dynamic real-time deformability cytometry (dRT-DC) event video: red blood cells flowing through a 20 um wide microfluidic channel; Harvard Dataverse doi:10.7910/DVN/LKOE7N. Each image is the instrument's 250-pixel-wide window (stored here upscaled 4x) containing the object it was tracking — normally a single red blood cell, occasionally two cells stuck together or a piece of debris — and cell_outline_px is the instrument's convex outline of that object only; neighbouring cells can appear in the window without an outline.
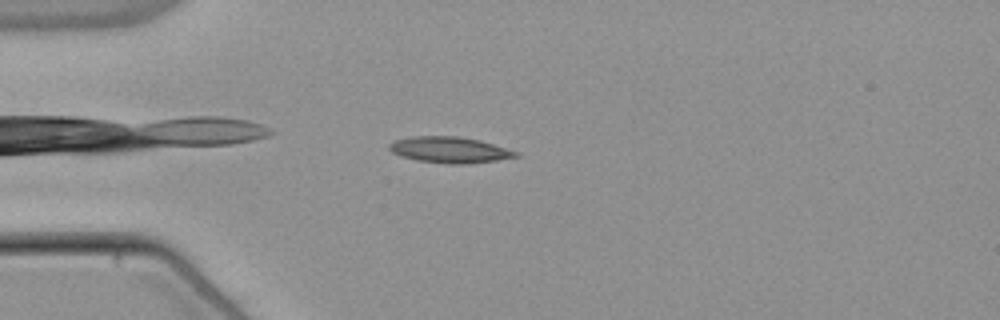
{"species": "common noctule bat (a hibernating species)", "species_latin": "Nyctalus noctula", "temperature_condition": "warm", "stored_images_in_passage": 10, "camera_frame_rate_fps": 3000, "um_per_image_px": 0.085, "animal": {"sex": "male", "body_mass_g": 21.5, "forearm_length_mm": 52.0}, "frame": {"image": 1, "passage_image": 4, "time_ms": 1.0, "image_size_px": [1000, 320], "cell_outline_px": [[520, 156], [496, 160], [464, 164], [448, 164], [416, 160], [392, 152], [388, 148], [388, 144], [396, 140], [412, 136], [456, 136], [480, 140], [520, 152]], "centroid_in_image_um": [38.24, 12.73], "position_along_channel_um": 46.8, "area_um2": 19.13}}